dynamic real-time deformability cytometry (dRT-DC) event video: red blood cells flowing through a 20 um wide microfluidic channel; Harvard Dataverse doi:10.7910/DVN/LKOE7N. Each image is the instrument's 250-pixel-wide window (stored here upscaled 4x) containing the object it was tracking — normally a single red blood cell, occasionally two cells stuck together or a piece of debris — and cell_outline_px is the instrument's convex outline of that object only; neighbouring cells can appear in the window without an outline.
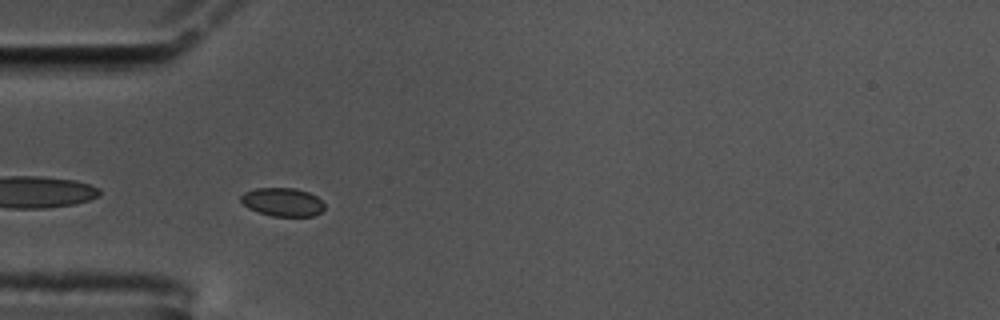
{"species": "common noctule bat (a hibernating species)", "species_latin": "Nyctalus noctula", "temperature_condition": "cold", "stored_images_in_passage": 43, "segment_of_instrument_passage": [1, 2], "camera_frame_rate_fps": 3000, "um_per_image_px": 0.085, "animal": {"sex": "male", "body_mass_g": 17.5, "forearm_length_mm": 52.3}, "frame": {"image": 1, "passage_image": 2, "time_ms": 0.333, "image_size_px": [1000, 320], "cell_outline_px": [[324, 208], [320, 212], [312, 216], [272, 216], [248, 208], [240, 200], [240, 196], [244, 192], [256, 188], [296, 188], [308, 192], [316, 196], [324, 204]], "centroid_in_image_um": [24.0, 17.16], "position_along_channel_um": 61.0, "area_um2": 13.76}}
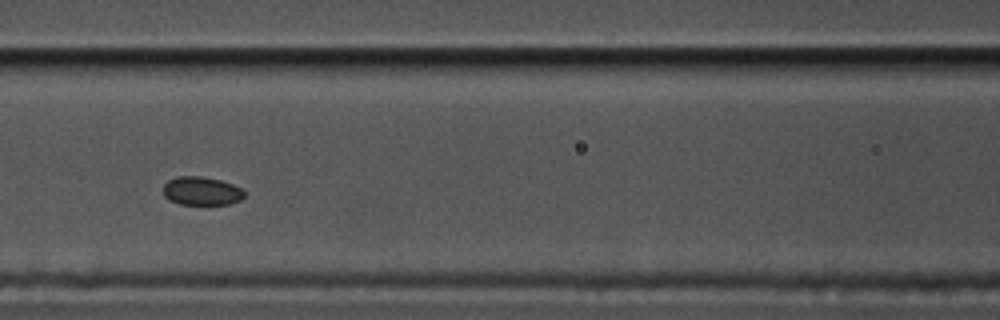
{"frame": {"image": 2, "passage_image": 10, "time_ms": 3.0, "image_size_px": [1000, 320], "cell_outline_px": [[244, 196], [240, 200], [228, 204], [180, 204], [168, 200], [164, 196], [164, 184], [168, 180], [176, 176], [200, 176], [220, 180], [232, 184], [240, 188], [244, 192]], "centroid_in_image_um": [17.1, 16.23], "position_along_channel_um": 149.5, "area_um2": 13.41}}
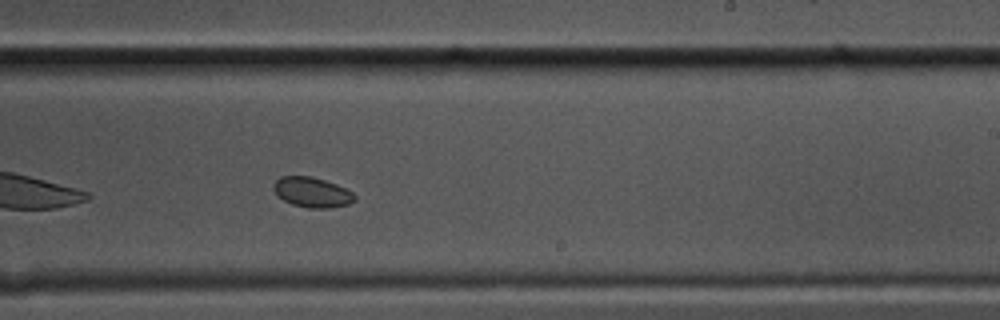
{"frame": {"image": 3, "passage_image": 20, "time_ms": 6.333, "image_size_px": [1000, 320], "cell_outline_px": [[356, 200], [348, 204], [328, 208], [308, 208], [292, 204], [284, 200], [272, 188], [272, 184], [280, 176], [312, 176], [336, 184], [352, 192], [356, 196]], "centroid_in_image_um": [26.52, 16.34], "position_along_channel_um": 262.5, "area_um2": 14.16}}